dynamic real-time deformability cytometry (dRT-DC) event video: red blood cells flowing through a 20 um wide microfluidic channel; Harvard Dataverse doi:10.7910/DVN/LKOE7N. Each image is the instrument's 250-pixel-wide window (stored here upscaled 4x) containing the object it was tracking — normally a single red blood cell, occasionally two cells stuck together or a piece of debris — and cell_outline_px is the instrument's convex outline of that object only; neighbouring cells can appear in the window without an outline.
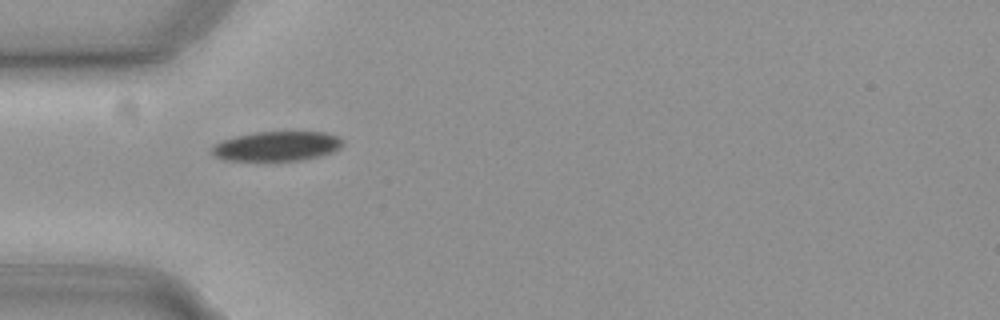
{"species": "common noctule bat (a hibernating species)", "species_latin": "Nyctalus noctula", "temperature_condition": "cold", "stored_images_in_passage": 32, "camera_frame_rate_fps": 3000, "um_per_image_px": 0.085, "animal": {"sex": "female", "body_mass_g": 19.3, "forearm_length_mm": 54.1}, "frame": {"image": 1, "passage_image": 1, "time_ms": 0.0, "image_size_px": [1000, 320], "cell_outline_px": [[344, 144], [340, 148], [332, 152], [320, 156], [304, 160], [224, 160], [216, 156], [212, 152], [212, 148], [216, 144], [224, 140], [236, 136], [256, 132], [324, 132], [340, 136], [344, 140]], "centroid_in_image_um": [23.61, 12.42], "position_along_channel_um": 61.4, "area_um2": 22.48}}
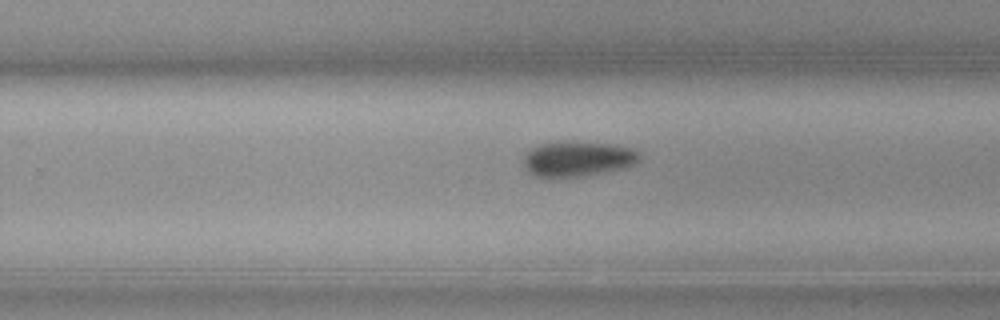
{"frame": {"image": 2, "passage_image": 19, "time_ms": 6.0, "image_size_px": [1000, 320], "cell_outline_px": [[640, 160], [624, 168], [580, 176], [536, 176], [528, 172], [524, 164], [524, 156], [528, 148], [540, 144], [564, 140], [612, 144], [632, 148], [640, 152]], "centroid_in_image_um": [49.09, 13.46], "position_along_channel_um": 280.7, "area_um2": 23.81}}
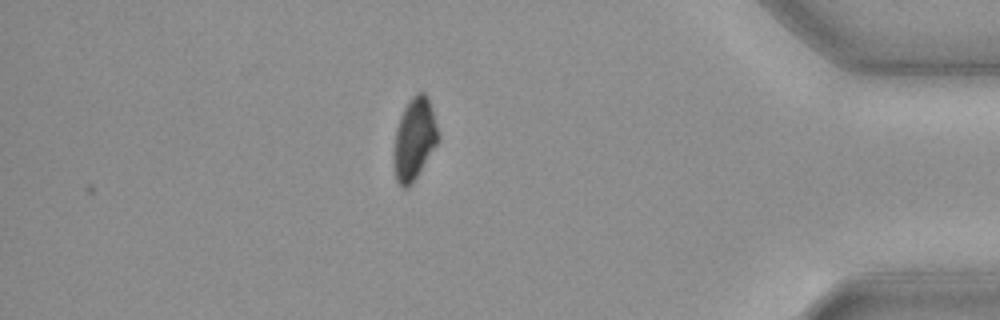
{"frame": {"image": 3, "passage_image": 32, "time_ms": 10.333, "image_size_px": [1000, 320], "cell_outline_px": [[436, 144], [416, 176], [408, 188], [400, 188], [396, 180], [392, 164], [392, 148], [396, 128], [400, 116], [408, 100], [416, 92], [424, 92], [428, 96], [436, 128]], "centroid_in_image_um": [35.12, 11.83], "position_along_channel_um": 400.1, "area_um2": 20.98}, "authors_computed_cell_mechanics": {"area_um2": 24.276, "velocity_mm_per_s": 3.7039, "shape_relaxation_time_tau1_ms": 3.9831, "shape_relaxation_time_tau2_ms": null, "deformation_change_tau1": 0.1015, "deformation_change_tau2": null}}